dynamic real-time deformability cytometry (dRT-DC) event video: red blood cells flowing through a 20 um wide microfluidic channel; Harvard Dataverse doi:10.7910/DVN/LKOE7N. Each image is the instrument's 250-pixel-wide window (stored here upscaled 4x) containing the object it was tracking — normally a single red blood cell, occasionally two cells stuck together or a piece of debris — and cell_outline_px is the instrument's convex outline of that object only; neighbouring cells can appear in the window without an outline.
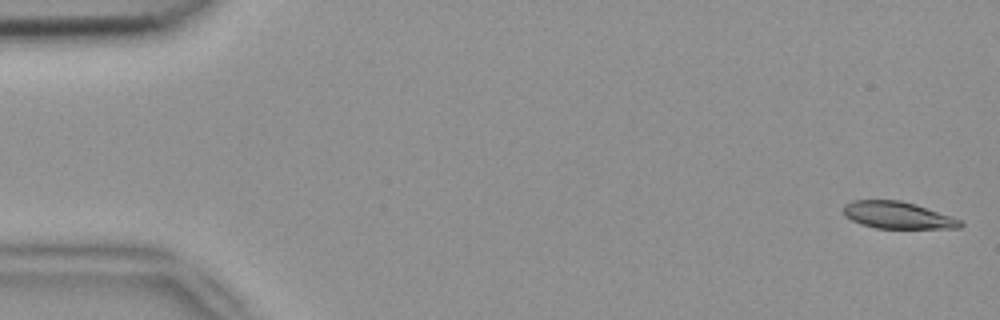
{"species": "common noctule bat (a hibernating species)", "species_latin": "Nyctalus noctula", "temperature_condition": "room temperature", "stored_images_in_passage": 53, "camera_frame_rate_fps": 3000, "um_per_image_px": 0.085, "animal": {"sex": "female", "body_mass_g": 18.4}, "frame": {"image": 1, "passage_image": 1, "time_ms": 0.0, "image_size_px": [1000, 320], "cell_outline_px": [[964, 224], [960, 228], [876, 228], [860, 224], [844, 216], [844, 204], [852, 200], [900, 200], [916, 204], [960, 220]], "centroid_in_image_um": [76.26, 18.29], "position_along_channel_um": 8.7, "area_um2": 18.26}}
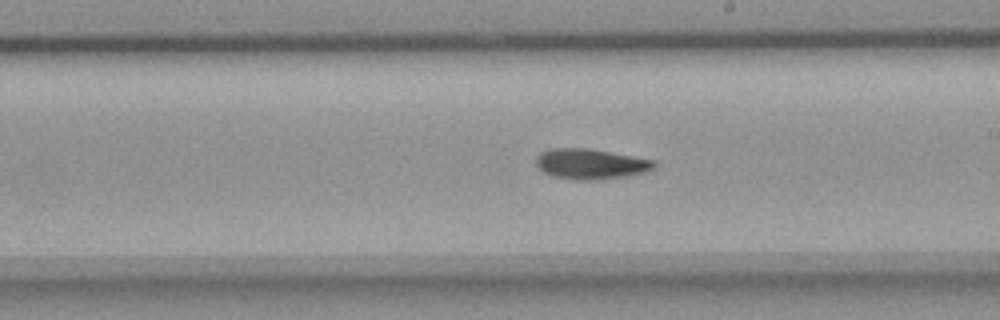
{"frame": {"image": 2, "passage_image": 30, "time_ms": 9.667, "image_size_px": [1000, 320], "cell_outline_px": [[656, 168], [648, 172], [624, 176], [592, 180], [588, 180], [552, 176], [544, 172], [536, 164], [536, 156], [540, 152], [552, 148], [588, 148], [656, 160]], "centroid_in_image_um": [50.24, 13.92], "position_along_channel_um": 238.8, "area_um2": 20.81}}
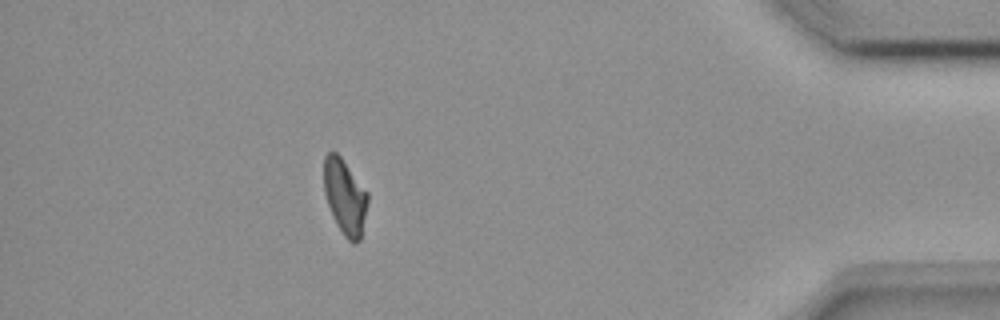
{"frame": {"image": 3, "passage_image": 47, "time_ms": 15.333, "image_size_px": [1000, 320], "cell_outline_px": [[368, 200], [360, 240], [356, 244], [352, 244], [344, 236], [336, 224], [328, 204], [324, 192], [324, 156], [328, 152], [336, 152], [340, 156], [368, 192]], "centroid_in_image_um": [29.32, 16.74], "position_along_channel_um": 405.9, "area_um2": 19.13}, "authors_computed_cell_mechanics": {"area_um2": 20.0566, "velocity_mm_per_s": 3.8143, "shape_relaxation_time_tau1_ms": null, "shape_relaxation_time_tau2_ms": 6.013, "deformation_change_tau1": null, "deformation_change_tau2": 0.1204}}